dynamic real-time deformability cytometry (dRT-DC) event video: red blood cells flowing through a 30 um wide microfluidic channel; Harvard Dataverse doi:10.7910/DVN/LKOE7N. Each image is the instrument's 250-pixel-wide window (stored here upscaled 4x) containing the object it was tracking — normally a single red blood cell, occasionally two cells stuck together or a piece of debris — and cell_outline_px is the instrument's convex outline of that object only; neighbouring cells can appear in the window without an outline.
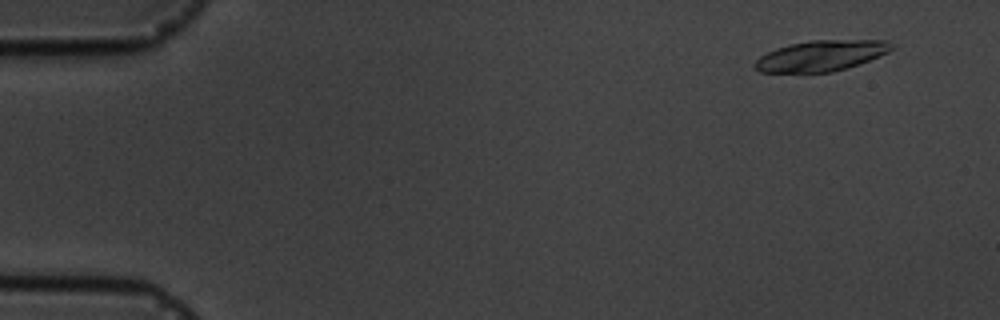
{"species": "common noctule bat (a hibernating species)", "species_latin": "Nyctalus noctula", "temperature_condition": "cold", "stored_images_in_passage": 7, "camera_frame_rate_fps": 3000, "um_per_image_px": 0.085, "animal": {"sex": "male", "body_mass_g": 19.5, "forearm_length_mm": 54.6}, "frame": {"image": 1, "passage_image": 2, "time_ms": 1.0, "image_size_px": [1000, 320], "cell_outline_px": [[896, 48], [888, 52], [868, 60], [832, 72], [760, 72], [752, 64], [760, 56], [776, 48], [788, 44], [812, 40], [888, 40]], "centroid_in_image_um": [69.78, 4.72], "position_along_channel_um": 15.2, "area_um2": 24.28}}